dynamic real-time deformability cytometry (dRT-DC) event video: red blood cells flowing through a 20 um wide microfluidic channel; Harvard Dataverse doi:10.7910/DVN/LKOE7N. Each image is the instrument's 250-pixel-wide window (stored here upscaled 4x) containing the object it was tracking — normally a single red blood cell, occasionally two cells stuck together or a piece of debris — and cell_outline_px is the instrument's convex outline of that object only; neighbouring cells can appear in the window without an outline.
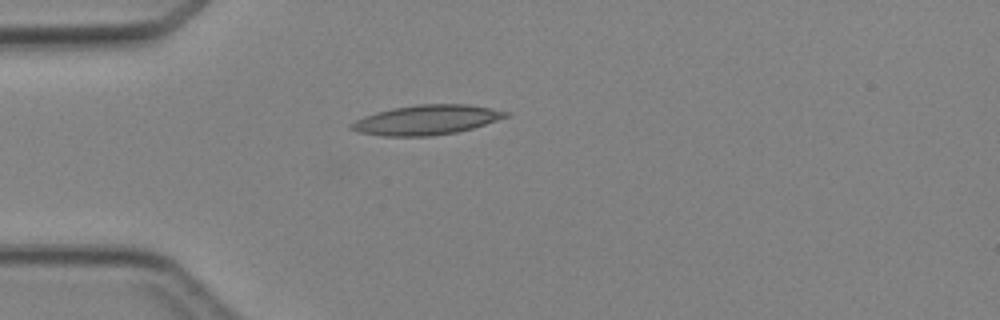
{"species": "Egyptian fruit bat (a non-hibernating species)", "species_latin": "Rousettus aegyptiacus", "temperature_condition": "cold", "stored_images_in_passage": 1, "camera_frame_rate_fps": 3000, "um_per_image_px": 0.085, "animal": {"sex": "female"}, "frame": {"image": 1, "passage_image": 1, "time_ms": 0.0, "image_size_px": [1000, 320], "cell_outline_px": [[508, 116], [472, 128], [456, 132], [432, 136], [380, 136], [360, 132], [348, 128], [348, 124], [364, 116], [376, 112], [392, 108], [416, 104], [468, 104], [508, 112]], "centroid_in_image_um": [36.18, 10.19], "position_along_channel_um": 48.8, "area_um2": 26.59}}